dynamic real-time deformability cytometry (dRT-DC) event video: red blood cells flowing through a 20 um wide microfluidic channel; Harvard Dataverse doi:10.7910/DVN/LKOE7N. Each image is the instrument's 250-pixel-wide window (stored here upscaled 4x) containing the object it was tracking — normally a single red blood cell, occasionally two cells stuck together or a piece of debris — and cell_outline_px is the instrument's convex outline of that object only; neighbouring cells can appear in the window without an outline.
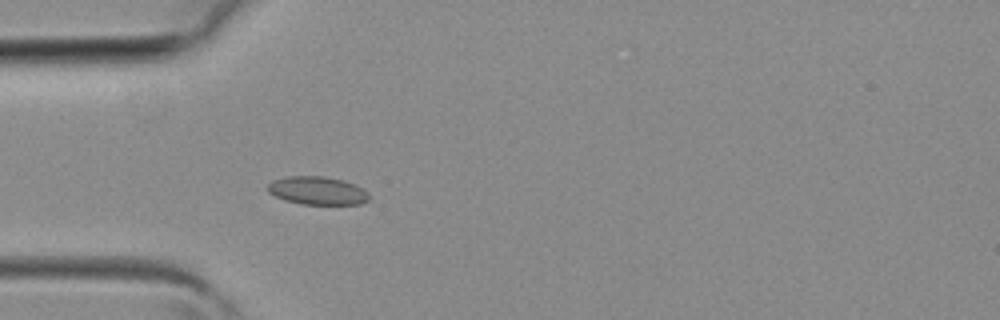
{"species": "common noctule bat (a hibernating species)", "species_latin": "Nyctalus noctula", "temperature_condition": "room temperature", "stored_images_in_passage": 33, "camera_frame_rate_fps": 3000, "um_per_image_px": 0.085, "animal": {"sex": "female", "body_mass_g": 19.3, "forearm_length_mm": 54.1}, "frame": {"image": 1, "passage_image": 6, "time_ms": 1.667, "image_size_px": [1000, 320], "cell_outline_px": [[372, 196], [368, 200], [360, 204], [300, 204], [284, 200], [268, 192], [268, 184], [272, 180], [288, 176], [324, 176], [344, 180], [364, 188]], "centroid_in_image_um": [27.01, 16.2], "position_along_channel_um": 58.0, "area_um2": 16.82}}
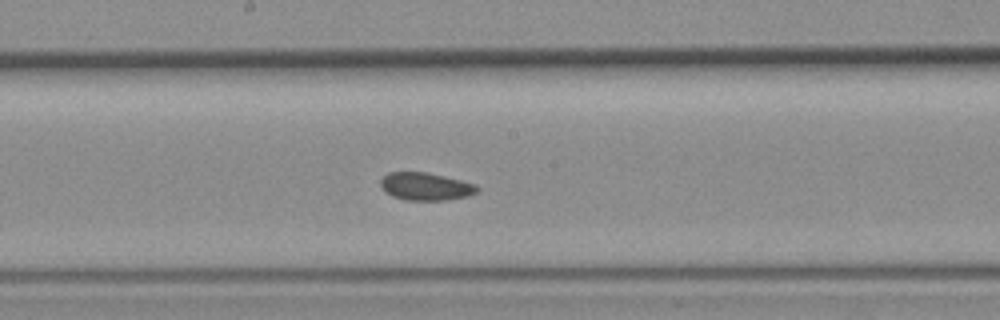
{"frame": {"image": 2, "passage_image": 15, "time_ms": 4.667, "image_size_px": [1000, 320], "cell_outline_px": [[480, 188], [476, 192], [468, 196], [444, 200], [404, 200], [392, 196], [384, 192], [380, 188], [380, 180], [388, 172], [428, 172], [476, 184]], "centroid_in_image_um": [36.14, 15.85], "position_along_channel_um": 212.1, "area_um2": 15.72}}
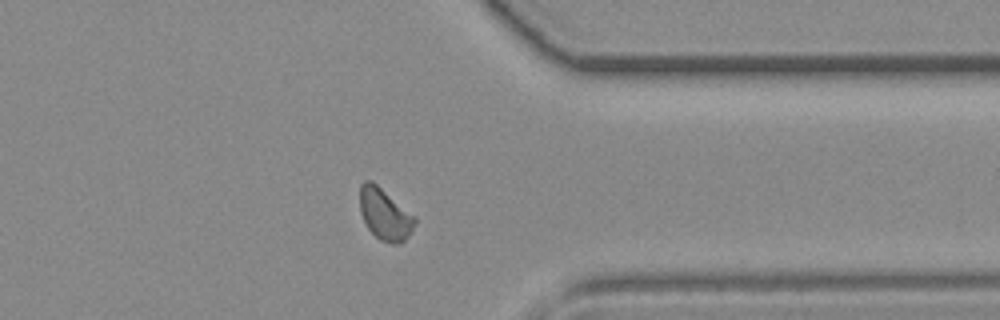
{"frame": {"image": 3, "passage_image": 25, "time_ms": 8.0, "image_size_px": [1000, 320], "cell_outline_px": [[416, 224], [412, 232], [400, 244], [392, 244], [380, 240], [368, 228], [360, 212], [360, 184], [364, 180], [372, 180], [416, 216]], "centroid_in_image_um": [32.73, 18.2], "position_along_channel_um": 378.7, "area_um2": 16.7}}